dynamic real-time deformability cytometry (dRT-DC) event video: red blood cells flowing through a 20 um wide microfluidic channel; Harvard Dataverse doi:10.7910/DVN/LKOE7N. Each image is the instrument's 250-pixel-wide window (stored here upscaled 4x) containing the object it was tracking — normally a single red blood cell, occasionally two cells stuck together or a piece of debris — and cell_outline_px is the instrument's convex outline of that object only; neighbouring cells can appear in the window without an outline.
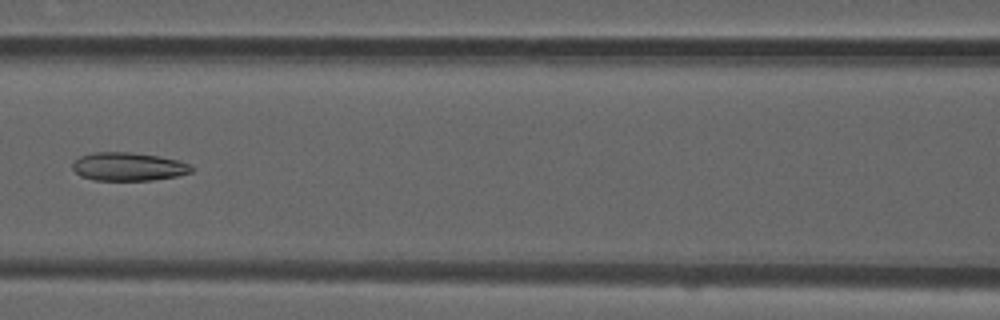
{"species": "common noctule bat (a hibernating species)", "species_latin": "Nyctalus noctula", "temperature_condition": "room temperature", "stored_images_in_passage": 8, "camera_frame_rate_fps": 3000, "um_per_image_px": 0.085, "animal": {"sex": "male", "forearm_length_mm": 52.5}, "frame": {"image": 1, "passage_image": 7, "time_ms": 2.0, "image_size_px": [1000, 320], "cell_outline_px": [[196, 168], [192, 172], [176, 176], [152, 180], [96, 180], [80, 176], [72, 168], [72, 164], [80, 156], [92, 152], [132, 152], [160, 156], [192, 164]], "centroid_in_image_um": [10.94, 14.16], "position_along_channel_um": 155.7, "area_um2": 19.77}}
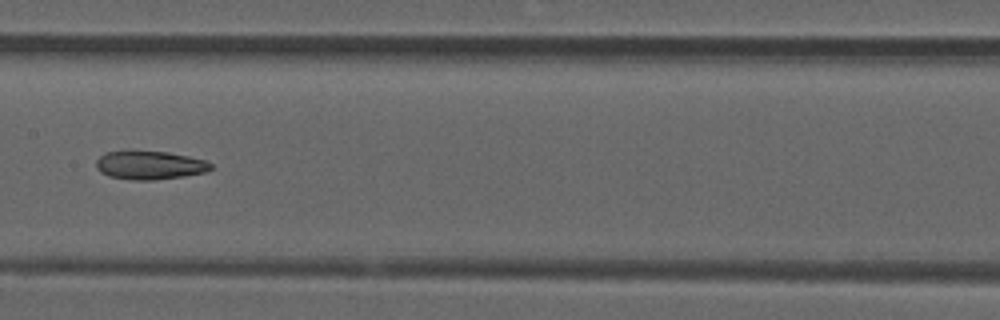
{"frame": {"image": 2, "passage_image": 8, "time_ms": 2.333, "image_size_px": [1000, 320], "cell_outline_px": [[212, 168], [204, 172], [184, 176], [152, 180], [132, 180], [108, 176], [100, 172], [96, 168], [96, 160], [100, 156], [108, 152], [168, 152], [188, 156], [204, 160], [212, 164]], "centroid_in_image_um": [12.72, 14.06], "position_along_channel_um": 194.7, "area_um2": 18.73}}